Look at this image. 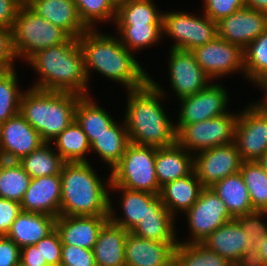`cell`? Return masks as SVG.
<instances>
[{
    "label": "cell",
    "mask_w": 267,
    "mask_h": 266,
    "mask_svg": "<svg viewBox=\"0 0 267 266\" xmlns=\"http://www.w3.org/2000/svg\"><path fill=\"white\" fill-rule=\"evenodd\" d=\"M149 76V81L141 88L127 90L125 126L131 143L157 148L177 143V131L162 107L163 91ZM172 122V123H171Z\"/></svg>",
    "instance_id": "1"
},
{
    "label": "cell",
    "mask_w": 267,
    "mask_h": 266,
    "mask_svg": "<svg viewBox=\"0 0 267 266\" xmlns=\"http://www.w3.org/2000/svg\"><path fill=\"white\" fill-rule=\"evenodd\" d=\"M78 42L84 56V66L89 81L94 69L112 81L121 83L127 90L143 87L149 81V74L121 42L119 37L88 29Z\"/></svg>",
    "instance_id": "2"
},
{
    "label": "cell",
    "mask_w": 267,
    "mask_h": 266,
    "mask_svg": "<svg viewBox=\"0 0 267 266\" xmlns=\"http://www.w3.org/2000/svg\"><path fill=\"white\" fill-rule=\"evenodd\" d=\"M27 63L37 71L38 76L40 74L31 88L89 95L84 56L78 38L70 37L64 43L44 48Z\"/></svg>",
    "instance_id": "3"
},
{
    "label": "cell",
    "mask_w": 267,
    "mask_h": 266,
    "mask_svg": "<svg viewBox=\"0 0 267 266\" xmlns=\"http://www.w3.org/2000/svg\"><path fill=\"white\" fill-rule=\"evenodd\" d=\"M60 175V215L109 216L110 177L105 183L89 161L65 162Z\"/></svg>",
    "instance_id": "4"
},
{
    "label": "cell",
    "mask_w": 267,
    "mask_h": 266,
    "mask_svg": "<svg viewBox=\"0 0 267 266\" xmlns=\"http://www.w3.org/2000/svg\"><path fill=\"white\" fill-rule=\"evenodd\" d=\"M80 95L27 89L23 92L19 113L40 134L51 142L75 120V109Z\"/></svg>",
    "instance_id": "5"
},
{
    "label": "cell",
    "mask_w": 267,
    "mask_h": 266,
    "mask_svg": "<svg viewBox=\"0 0 267 266\" xmlns=\"http://www.w3.org/2000/svg\"><path fill=\"white\" fill-rule=\"evenodd\" d=\"M157 147L129 143L120 161L110 170V186L160 194L155 172Z\"/></svg>",
    "instance_id": "6"
},
{
    "label": "cell",
    "mask_w": 267,
    "mask_h": 266,
    "mask_svg": "<svg viewBox=\"0 0 267 266\" xmlns=\"http://www.w3.org/2000/svg\"><path fill=\"white\" fill-rule=\"evenodd\" d=\"M13 48L17 58L28 61L44 48L66 42L70 36L22 4L12 27Z\"/></svg>",
    "instance_id": "7"
},
{
    "label": "cell",
    "mask_w": 267,
    "mask_h": 266,
    "mask_svg": "<svg viewBox=\"0 0 267 266\" xmlns=\"http://www.w3.org/2000/svg\"><path fill=\"white\" fill-rule=\"evenodd\" d=\"M238 113L222 116L187 125H175L177 143L189 153L203 151L216 146L234 143L235 125Z\"/></svg>",
    "instance_id": "8"
},
{
    "label": "cell",
    "mask_w": 267,
    "mask_h": 266,
    "mask_svg": "<svg viewBox=\"0 0 267 266\" xmlns=\"http://www.w3.org/2000/svg\"><path fill=\"white\" fill-rule=\"evenodd\" d=\"M162 29L163 35L175 41L171 48L189 51L218 36L217 23L203 12L201 17L180 11L163 12Z\"/></svg>",
    "instance_id": "9"
},
{
    "label": "cell",
    "mask_w": 267,
    "mask_h": 266,
    "mask_svg": "<svg viewBox=\"0 0 267 266\" xmlns=\"http://www.w3.org/2000/svg\"><path fill=\"white\" fill-rule=\"evenodd\" d=\"M187 222L191 234L190 240L178 243H201L217 228L233 220L225 203L219 198L211 187H204L197 201L186 212Z\"/></svg>",
    "instance_id": "10"
},
{
    "label": "cell",
    "mask_w": 267,
    "mask_h": 266,
    "mask_svg": "<svg viewBox=\"0 0 267 266\" xmlns=\"http://www.w3.org/2000/svg\"><path fill=\"white\" fill-rule=\"evenodd\" d=\"M249 238L250 235L233 219L217 228L201 244L223 256L234 266H249L258 247Z\"/></svg>",
    "instance_id": "11"
},
{
    "label": "cell",
    "mask_w": 267,
    "mask_h": 266,
    "mask_svg": "<svg viewBox=\"0 0 267 266\" xmlns=\"http://www.w3.org/2000/svg\"><path fill=\"white\" fill-rule=\"evenodd\" d=\"M192 53L211 82L236 71L245 75L243 50L218 36Z\"/></svg>",
    "instance_id": "12"
},
{
    "label": "cell",
    "mask_w": 267,
    "mask_h": 266,
    "mask_svg": "<svg viewBox=\"0 0 267 266\" xmlns=\"http://www.w3.org/2000/svg\"><path fill=\"white\" fill-rule=\"evenodd\" d=\"M234 143L243 161H256L267 151V112L253 103L238 114Z\"/></svg>",
    "instance_id": "13"
},
{
    "label": "cell",
    "mask_w": 267,
    "mask_h": 266,
    "mask_svg": "<svg viewBox=\"0 0 267 266\" xmlns=\"http://www.w3.org/2000/svg\"><path fill=\"white\" fill-rule=\"evenodd\" d=\"M193 155V170L203 187L240 172L243 160L235 143L216 146Z\"/></svg>",
    "instance_id": "14"
},
{
    "label": "cell",
    "mask_w": 267,
    "mask_h": 266,
    "mask_svg": "<svg viewBox=\"0 0 267 266\" xmlns=\"http://www.w3.org/2000/svg\"><path fill=\"white\" fill-rule=\"evenodd\" d=\"M227 93L224 86L209 83L198 93L178 99L181 107L176 125L193 124L227 114Z\"/></svg>",
    "instance_id": "15"
},
{
    "label": "cell",
    "mask_w": 267,
    "mask_h": 266,
    "mask_svg": "<svg viewBox=\"0 0 267 266\" xmlns=\"http://www.w3.org/2000/svg\"><path fill=\"white\" fill-rule=\"evenodd\" d=\"M45 141L32 125L18 113L0 125V158L20 161Z\"/></svg>",
    "instance_id": "16"
},
{
    "label": "cell",
    "mask_w": 267,
    "mask_h": 266,
    "mask_svg": "<svg viewBox=\"0 0 267 266\" xmlns=\"http://www.w3.org/2000/svg\"><path fill=\"white\" fill-rule=\"evenodd\" d=\"M169 55L170 83L178 99L194 95L210 83L192 51L171 48Z\"/></svg>",
    "instance_id": "17"
},
{
    "label": "cell",
    "mask_w": 267,
    "mask_h": 266,
    "mask_svg": "<svg viewBox=\"0 0 267 266\" xmlns=\"http://www.w3.org/2000/svg\"><path fill=\"white\" fill-rule=\"evenodd\" d=\"M267 28V14L248 7L217 22L218 37L244 50Z\"/></svg>",
    "instance_id": "18"
},
{
    "label": "cell",
    "mask_w": 267,
    "mask_h": 266,
    "mask_svg": "<svg viewBox=\"0 0 267 266\" xmlns=\"http://www.w3.org/2000/svg\"><path fill=\"white\" fill-rule=\"evenodd\" d=\"M110 189L113 191L118 190L121 194V201L119 203L123 210L124 218L121 216L117 217L111 203V198L109 199V220L129 232L147 215H154L164 206L160 196L157 194L129 190L119 186H110Z\"/></svg>",
    "instance_id": "19"
},
{
    "label": "cell",
    "mask_w": 267,
    "mask_h": 266,
    "mask_svg": "<svg viewBox=\"0 0 267 266\" xmlns=\"http://www.w3.org/2000/svg\"><path fill=\"white\" fill-rule=\"evenodd\" d=\"M61 175L32 178L21 202L22 211L60 215Z\"/></svg>",
    "instance_id": "20"
},
{
    "label": "cell",
    "mask_w": 267,
    "mask_h": 266,
    "mask_svg": "<svg viewBox=\"0 0 267 266\" xmlns=\"http://www.w3.org/2000/svg\"><path fill=\"white\" fill-rule=\"evenodd\" d=\"M177 244L148 240L128 232L125 241L126 266H173Z\"/></svg>",
    "instance_id": "21"
},
{
    "label": "cell",
    "mask_w": 267,
    "mask_h": 266,
    "mask_svg": "<svg viewBox=\"0 0 267 266\" xmlns=\"http://www.w3.org/2000/svg\"><path fill=\"white\" fill-rule=\"evenodd\" d=\"M108 220L109 216L59 215L55 220V230L62 244L92 250L100 229Z\"/></svg>",
    "instance_id": "22"
},
{
    "label": "cell",
    "mask_w": 267,
    "mask_h": 266,
    "mask_svg": "<svg viewBox=\"0 0 267 266\" xmlns=\"http://www.w3.org/2000/svg\"><path fill=\"white\" fill-rule=\"evenodd\" d=\"M28 7L70 37L79 38L88 30L80 19L74 0H36Z\"/></svg>",
    "instance_id": "23"
},
{
    "label": "cell",
    "mask_w": 267,
    "mask_h": 266,
    "mask_svg": "<svg viewBox=\"0 0 267 266\" xmlns=\"http://www.w3.org/2000/svg\"><path fill=\"white\" fill-rule=\"evenodd\" d=\"M128 230L108 220L93 247L96 266H126L125 241Z\"/></svg>",
    "instance_id": "24"
},
{
    "label": "cell",
    "mask_w": 267,
    "mask_h": 266,
    "mask_svg": "<svg viewBox=\"0 0 267 266\" xmlns=\"http://www.w3.org/2000/svg\"><path fill=\"white\" fill-rule=\"evenodd\" d=\"M193 155L178 143L157 148L155 172L160 187L193 171Z\"/></svg>",
    "instance_id": "25"
},
{
    "label": "cell",
    "mask_w": 267,
    "mask_h": 266,
    "mask_svg": "<svg viewBox=\"0 0 267 266\" xmlns=\"http://www.w3.org/2000/svg\"><path fill=\"white\" fill-rule=\"evenodd\" d=\"M56 217L36 212L22 211L13 222L7 237L20 248L35 245L55 229Z\"/></svg>",
    "instance_id": "26"
},
{
    "label": "cell",
    "mask_w": 267,
    "mask_h": 266,
    "mask_svg": "<svg viewBox=\"0 0 267 266\" xmlns=\"http://www.w3.org/2000/svg\"><path fill=\"white\" fill-rule=\"evenodd\" d=\"M203 188L193 170L189 175L162 186L159 196L168 211L175 217L178 211L185 213L193 206Z\"/></svg>",
    "instance_id": "27"
},
{
    "label": "cell",
    "mask_w": 267,
    "mask_h": 266,
    "mask_svg": "<svg viewBox=\"0 0 267 266\" xmlns=\"http://www.w3.org/2000/svg\"><path fill=\"white\" fill-rule=\"evenodd\" d=\"M211 188L225 203L229 214L233 218L254 211L249 191L240 172L221 179Z\"/></svg>",
    "instance_id": "28"
},
{
    "label": "cell",
    "mask_w": 267,
    "mask_h": 266,
    "mask_svg": "<svg viewBox=\"0 0 267 266\" xmlns=\"http://www.w3.org/2000/svg\"><path fill=\"white\" fill-rule=\"evenodd\" d=\"M75 120L92 144L115 121L109 113L97 105L89 95L81 96L76 104Z\"/></svg>",
    "instance_id": "29"
},
{
    "label": "cell",
    "mask_w": 267,
    "mask_h": 266,
    "mask_svg": "<svg viewBox=\"0 0 267 266\" xmlns=\"http://www.w3.org/2000/svg\"><path fill=\"white\" fill-rule=\"evenodd\" d=\"M129 143L125 122L122 126L114 122L102 135L96 137L91 144V151H95L112 169L122 158Z\"/></svg>",
    "instance_id": "30"
},
{
    "label": "cell",
    "mask_w": 267,
    "mask_h": 266,
    "mask_svg": "<svg viewBox=\"0 0 267 266\" xmlns=\"http://www.w3.org/2000/svg\"><path fill=\"white\" fill-rule=\"evenodd\" d=\"M174 219L164 205L154 215H147L142 219L131 232L148 240L178 243Z\"/></svg>",
    "instance_id": "31"
},
{
    "label": "cell",
    "mask_w": 267,
    "mask_h": 266,
    "mask_svg": "<svg viewBox=\"0 0 267 266\" xmlns=\"http://www.w3.org/2000/svg\"><path fill=\"white\" fill-rule=\"evenodd\" d=\"M115 25H162V12L152 0H126L116 4Z\"/></svg>",
    "instance_id": "32"
},
{
    "label": "cell",
    "mask_w": 267,
    "mask_h": 266,
    "mask_svg": "<svg viewBox=\"0 0 267 266\" xmlns=\"http://www.w3.org/2000/svg\"><path fill=\"white\" fill-rule=\"evenodd\" d=\"M51 142L65 162H88L84 156L91 151V144L76 120Z\"/></svg>",
    "instance_id": "33"
},
{
    "label": "cell",
    "mask_w": 267,
    "mask_h": 266,
    "mask_svg": "<svg viewBox=\"0 0 267 266\" xmlns=\"http://www.w3.org/2000/svg\"><path fill=\"white\" fill-rule=\"evenodd\" d=\"M51 146L45 142L18 161L31 178L61 174L65 161Z\"/></svg>",
    "instance_id": "34"
},
{
    "label": "cell",
    "mask_w": 267,
    "mask_h": 266,
    "mask_svg": "<svg viewBox=\"0 0 267 266\" xmlns=\"http://www.w3.org/2000/svg\"><path fill=\"white\" fill-rule=\"evenodd\" d=\"M31 177L18 161L0 160V197L21 203Z\"/></svg>",
    "instance_id": "35"
},
{
    "label": "cell",
    "mask_w": 267,
    "mask_h": 266,
    "mask_svg": "<svg viewBox=\"0 0 267 266\" xmlns=\"http://www.w3.org/2000/svg\"><path fill=\"white\" fill-rule=\"evenodd\" d=\"M173 266H234L226 258L209 250L201 243H178Z\"/></svg>",
    "instance_id": "36"
},
{
    "label": "cell",
    "mask_w": 267,
    "mask_h": 266,
    "mask_svg": "<svg viewBox=\"0 0 267 266\" xmlns=\"http://www.w3.org/2000/svg\"><path fill=\"white\" fill-rule=\"evenodd\" d=\"M116 27L120 42L133 53L157 44L163 36L162 25H116Z\"/></svg>",
    "instance_id": "37"
},
{
    "label": "cell",
    "mask_w": 267,
    "mask_h": 266,
    "mask_svg": "<svg viewBox=\"0 0 267 266\" xmlns=\"http://www.w3.org/2000/svg\"><path fill=\"white\" fill-rule=\"evenodd\" d=\"M253 210L267 211V174L257 161H243L240 168Z\"/></svg>",
    "instance_id": "38"
},
{
    "label": "cell",
    "mask_w": 267,
    "mask_h": 266,
    "mask_svg": "<svg viewBox=\"0 0 267 266\" xmlns=\"http://www.w3.org/2000/svg\"><path fill=\"white\" fill-rule=\"evenodd\" d=\"M243 55L244 78L254 84L267 75V28L243 50Z\"/></svg>",
    "instance_id": "39"
},
{
    "label": "cell",
    "mask_w": 267,
    "mask_h": 266,
    "mask_svg": "<svg viewBox=\"0 0 267 266\" xmlns=\"http://www.w3.org/2000/svg\"><path fill=\"white\" fill-rule=\"evenodd\" d=\"M14 69L0 72V125L20 111L23 92L17 84L18 76Z\"/></svg>",
    "instance_id": "40"
},
{
    "label": "cell",
    "mask_w": 267,
    "mask_h": 266,
    "mask_svg": "<svg viewBox=\"0 0 267 266\" xmlns=\"http://www.w3.org/2000/svg\"><path fill=\"white\" fill-rule=\"evenodd\" d=\"M74 2L81 21L88 29H94L95 21L104 23L111 19L115 20L116 4L113 0H74Z\"/></svg>",
    "instance_id": "41"
},
{
    "label": "cell",
    "mask_w": 267,
    "mask_h": 266,
    "mask_svg": "<svg viewBox=\"0 0 267 266\" xmlns=\"http://www.w3.org/2000/svg\"><path fill=\"white\" fill-rule=\"evenodd\" d=\"M267 215V211L254 210L242 216L234 218L241 228L250 235L251 240L258 246L267 233V223H263V216Z\"/></svg>",
    "instance_id": "42"
},
{
    "label": "cell",
    "mask_w": 267,
    "mask_h": 266,
    "mask_svg": "<svg viewBox=\"0 0 267 266\" xmlns=\"http://www.w3.org/2000/svg\"><path fill=\"white\" fill-rule=\"evenodd\" d=\"M204 14L214 22L246 7L245 0H204Z\"/></svg>",
    "instance_id": "43"
},
{
    "label": "cell",
    "mask_w": 267,
    "mask_h": 266,
    "mask_svg": "<svg viewBox=\"0 0 267 266\" xmlns=\"http://www.w3.org/2000/svg\"><path fill=\"white\" fill-rule=\"evenodd\" d=\"M35 246L40 249L42 259H45L48 266L61 265L62 242L55 229L45 238L39 240Z\"/></svg>",
    "instance_id": "44"
},
{
    "label": "cell",
    "mask_w": 267,
    "mask_h": 266,
    "mask_svg": "<svg viewBox=\"0 0 267 266\" xmlns=\"http://www.w3.org/2000/svg\"><path fill=\"white\" fill-rule=\"evenodd\" d=\"M60 266H96L93 250L62 244Z\"/></svg>",
    "instance_id": "45"
},
{
    "label": "cell",
    "mask_w": 267,
    "mask_h": 266,
    "mask_svg": "<svg viewBox=\"0 0 267 266\" xmlns=\"http://www.w3.org/2000/svg\"><path fill=\"white\" fill-rule=\"evenodd\" d=\"M17 60L13 48L12 29L0 26V72L13 69Z\"/></svg>",
    "instance_id": "46"
},
{
    "label": "cell",
    "mask_w": 267,
    "mask_h": 266,
    "mask_svg": "<svg viewBox=\"0 0 267 266\" xmlns=\"http://www.w3.org/2000/svg\"><path fill=\"white\" fill-rule=\"evenodd\" d=\"M21 212V203L0 197V236H7L13 222Z\"/></svg>",
    "instance_id": "47"
},
{
    "label": "cell",
    "mask_w": 267,
    "mask_h": 266,
    "mask_svg": "<svg viewBox=\"0 0 267 266\" xmlns=\"http://www.w3.org/2000/svg\"><path fill=\"white\" fill-rule=\"evenodd\" d=\"M21 248L7 236H0V266H19Z\"/></svg>",
    "instance_id": "48"
},
{
    "label": "cell",
    "mask_w": 267,
    "mask_h": 266,
    "mask_svg": "<svg viewBox=\"0 0 267 266\" xmlns=\"http://www.w3.org/2000/svg\"><path fill=\"white\" fill-rule=\"evenodd\" d=\"M21 5L20 0H0V26L12 29Z\"/></svg>",
    "instance_id": "49"
},
{
    "label": "cell",
    "mask_w": 267,
    "mask_h": 266,
    "mask_svg": "<svg viewBox=\"0 0 267 266\" xmlns=\"http://www.w3.org/2000/svg\"><path fill=\"white\" fill-rule=\"evenodd\" d=\"M20 266H48L45 259H42L40 249L35 245L21 248Z\"/></svg>",
    "instance_id": "50"
},
{
    "label": "cell",
    "mask_w": 267,
    "mask_h": 266,
    "mask_svg": "<svg viewBox=\"0 0 267 266\" xmlns=\"http://www.w3.org/2000/svg\"><path fill=\"white\" fill-rule=\"evenodd\" d=\"M249 266H267V233L257 247V252Z\"/></svg>",
    "instance_id": "51"
},
{
    "label": "cell",
    "mask_w": 267,
    "mask_h": 266,
    "mask_svg": "<svg viewBox=\"0 0 267 266\" xmlns=\"http://www.w3.org/2000/svg\"><path fill=\"white\" fill-rule=\"evenodd\" d=\"M255 85H257V87L260 86V89H262L264 92V98L263 100L253 103L259 110L265 111L267 112V75L260 78L258 81L255 82Z\"/></svg>",
    "instance_id": "52"
},
{
    "label": "cell",
    "mask_w": 267,
    "mask_h": 266,
    "mask_svg": "<svg viewBox=\"0 0 267 266\" xmlns=\"http://www.w3.org/2000/svg\"><path fill=\"white\" fill-rule=\"evenodd\" d=\"M246 7L267 14V0H245Z\"/></svg>",
    "instance_id": "53"
},
{
    "label": "cell",
    "mask_w": 267,
    "mask_h": 266,
    "mask_svg": "<svg viewBox=\"0 0 267 266\" xmlns=\"http://www.w3.org/2000/svg\"><path fill=\"white\" fill-rule=\"evenodd\" d=\"M256 161L267 174V151Z\"/></svg>",
    "instance_id": "54"
},
{
    "label": "cell",
    "mask_w": 267,
    "mask_h": 266,
    "mask_svg": "<svg viewBox=\"0 0 267 266\" xmlns=\"http://www.w3.org/2000/svg\"><path fill=\"white\" fill-rule=\"evenodd\" d=\"M33 1H36V0H25L22 4L29 6Z\"/></svg>",
    "instance_id": "55"
},
{
    "label": "cell",
    "mask_w": 267,
    "mask_h": 266,
    "mask_svg": "<svg viewBox=\"0 0 267 266\" xmlns=\"http://www.w3.org/2000/svg\"><path fill=\"white\" fill-rule=\"evenodd\" d=\"M115 2V4H118L120 2L126 1V0H113Z\"/></svg>",
    "instance_id": "56"
}]
</instances>
